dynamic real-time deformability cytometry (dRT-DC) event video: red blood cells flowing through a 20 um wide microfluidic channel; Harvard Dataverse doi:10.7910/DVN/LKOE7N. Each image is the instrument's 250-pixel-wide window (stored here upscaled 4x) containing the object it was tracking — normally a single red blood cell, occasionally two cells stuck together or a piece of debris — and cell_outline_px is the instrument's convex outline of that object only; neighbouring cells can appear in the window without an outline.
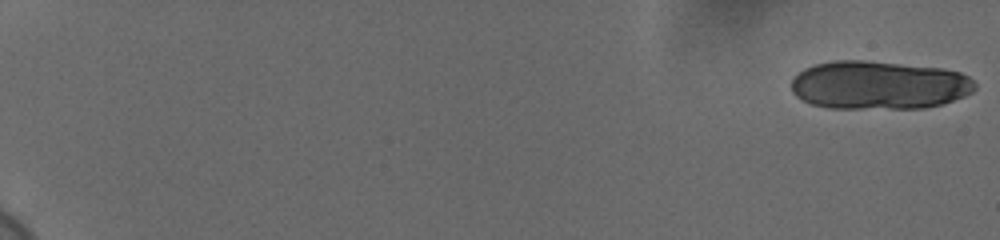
{"species": "human", "species_latin": "Homo sapiens", "temperature_condition": "cold", "stored_images_in_passage": 22, "camera_frame_rate_fps": 3000, "um_per_image_px": 0.085, "donor": {"sex": "female"}, "frame": {"image": 1, "passage_image": 1, "time_ms": 0.0, "image_size_px": [1000, 240], "cell_outline_px": [[976, 88], [972, 92], [964, 96], [940, 104], [924, 108], [828, 108], [812, 104], [800, 100], [792, 92], [792, 80], [804, 68], [816, 64], [836, 60], [864, 60], [944, 68], [960, 72], [968, 76], [976, 84]], "centroid_in_image_um": [74.7, 7.23], "position_along_channel_um": 10.3, "area_um2": 51.96}}
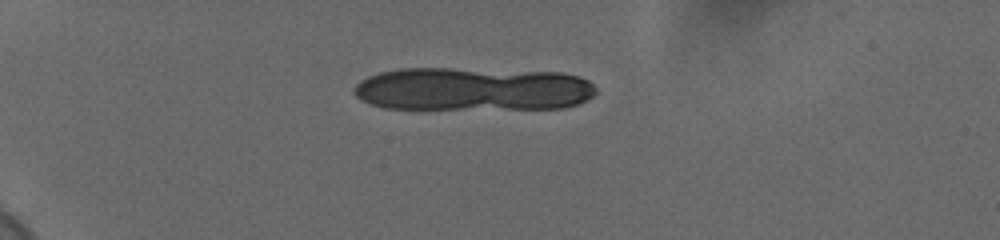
{"frame": {"image": 2, "passage_image": 17, "time_ms": 5.333, "image_size_px": [1000, 240], "cell_outline_px": [[596, 92], [588, 100], [580, 104], [564, 108], [384, 108], [368, 104], [360, 100], [352, 92], [352, 88], [360, 80], [368, 76], [380, 72], [400, 68], [448, 68], [560, 72], [580, 76], [588, 80], [596, 88]], "centroid_in_image_um": [40.17, 7.56], "position_along_channel_um": 44.8, "area_um2": 61.67}}